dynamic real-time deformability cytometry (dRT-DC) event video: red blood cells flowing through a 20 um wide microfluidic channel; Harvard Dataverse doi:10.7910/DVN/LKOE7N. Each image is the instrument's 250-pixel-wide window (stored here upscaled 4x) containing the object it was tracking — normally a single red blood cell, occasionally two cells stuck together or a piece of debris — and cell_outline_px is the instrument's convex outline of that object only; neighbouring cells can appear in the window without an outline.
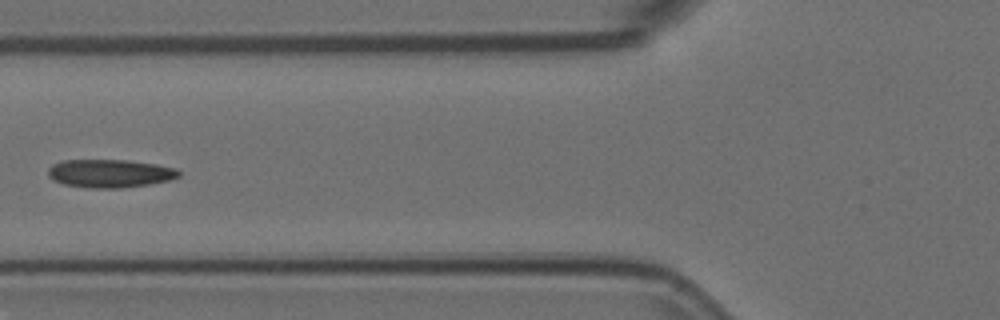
{"species": "Egyptian fruit bat (a non-hibernating species)", "species_latin": "Rousettus aegyptiacus", "temperature_condition": "room temperature", "stored_images_in_passage": 13, "camera_frame_rate_fps": 3000, "um_per_image_px": 0.085, "animal": {"sex": "female"}, "frame": {"image": 1, "passage_image": 4, "time_ms": 1.0, "image_size_px": [1000, 320], "cell_outline_px": [[180, 176], [168, 180], [148, 184], [120, 188], [88, 188], [64, 184], [52, 180], [48, 176], [48, 168], [52, 164], [64, 160], [128, 160], [156, 164], [176, 168], [180, 172]], "centroid_in_image_um": [9.31, 14.74], "position_along_channel_um": 116.5, "area_um2": 21.5}}
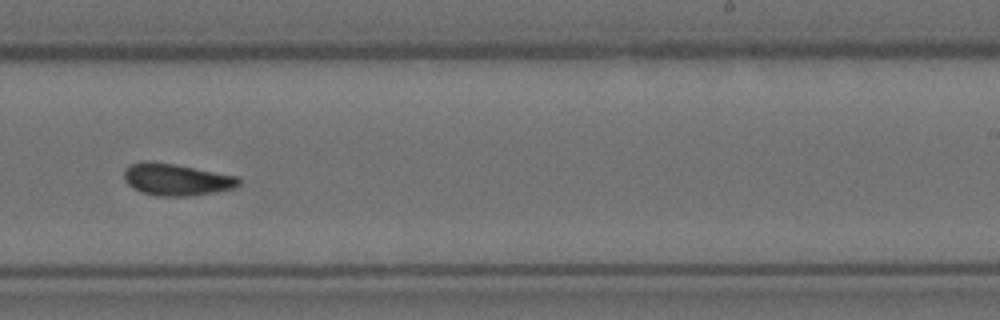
{"frame": {"image": 2, "passage_image": 8, "time_ms": 2.333, "image_size_px": [1000, 320], "cell_outline_px": [[240, 184], [236, 188], [216, 192], [188, 196], [156, 196], [140, 192], [132, 188], [124, 180], [124, 168], [128, 164], [144, 160], [152, 160], [176, 164], [240, 176]], "centroid_in_image_um": [14.98, 15.24], "position_along_channel_um": 274.0, "area_um2": 21.96}}
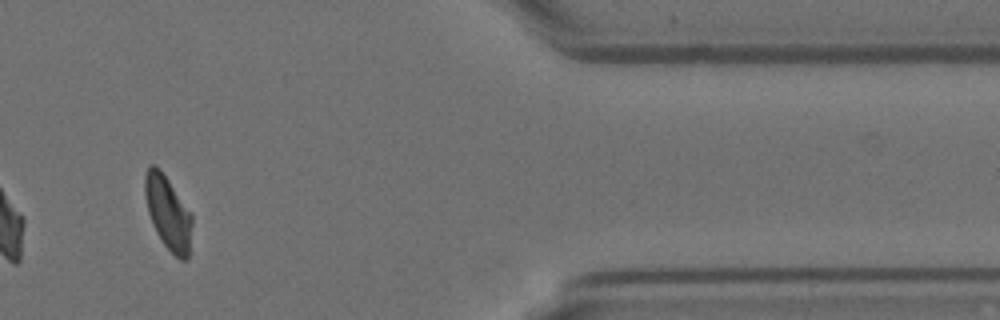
{"frame": {"image": 3, "passage_image": 11, "time_ms": 3.333, "image_size_px": [1000, 320], "cell_outline_px": [[192, 224], [188, 260], [180, 260], [160, 240], [152, 224], [148, 212], [144, 192], [144, 176], [148, 168], [152, 164], [156, 164], [192, 212]], "centroid_in_image_um": [14.28, 18.09], "position_along_channel_um": 397.1, "area_um2": 20.29}}